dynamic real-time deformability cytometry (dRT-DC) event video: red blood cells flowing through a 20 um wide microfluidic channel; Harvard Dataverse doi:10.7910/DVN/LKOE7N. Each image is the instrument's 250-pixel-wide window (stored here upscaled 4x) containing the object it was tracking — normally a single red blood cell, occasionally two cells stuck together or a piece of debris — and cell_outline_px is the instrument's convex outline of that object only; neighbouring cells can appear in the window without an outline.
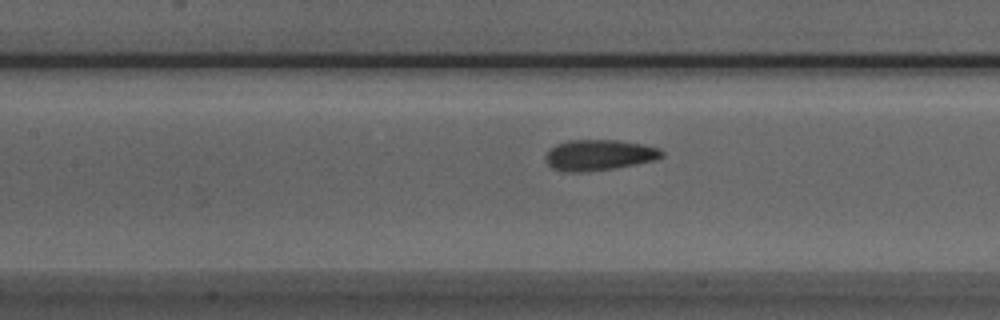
{"species": "Egyptian fruit bat (a non-hibernating species)", "species_latin": "Rousettus aegyptiacus", "temperature_condition": "room temperature", "stored_images_in_passage": 30, "camera_frame_rate_fps": 3000, "um_per_image_px": 0.085, "animal": {"sex": "male"}, "frame": {"image": 1, "passage_image": 8, "time_ms": 2.333, "image_size_px": [1000, 320], "cell_outline_px": [[664, 156], [656, 160], [636, 164], [612, 168], [580, 172], [564, 172], [552, 168], [548, 164], [544, 156], [556, 144], [568, 140], [616, 140], [640, 144], [660, 148], [664, 152]], "centroid_in_image_um": [50.92, 13.18], "position_along_channel_um": 156.5, "area_um2": 20.75}}
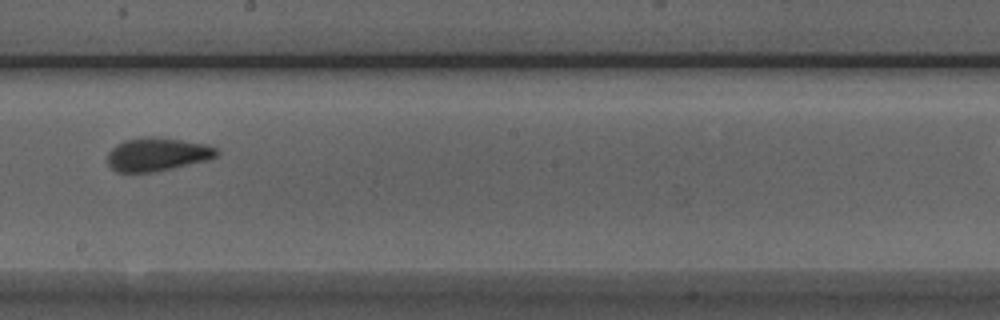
{"frame": {"image": 2, "passage_image": 14, "time_ms": 4.333, "image_size_px": [1000, 320], "cell_outline_px": [[220, 152], [216, 156], [208, 160], [156, 172], [116, 172], [108, 164], [108, 152], [116, 144], [124, 140], [148, 136], [156, 136], [208, 144], [216, 148]], "centroid_in_image_um": [13.38, 13.11], "position_along_channel_um": 234.8, "area_um2": 21.44}}
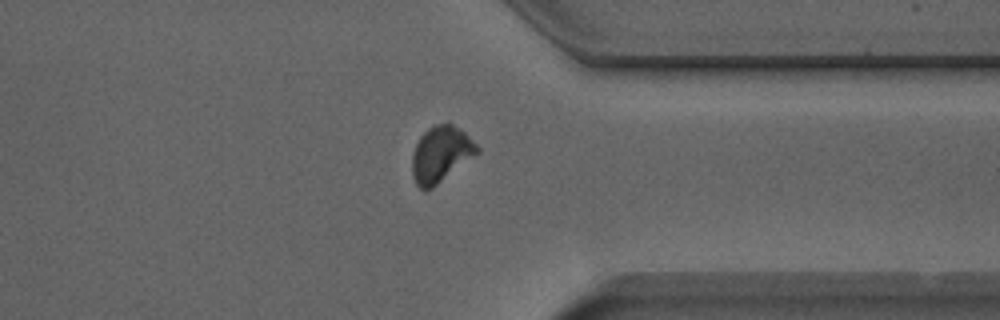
{"frame": {"image": 3, "passage_image": 25, "time_ms": 8.0, "image_size_px": [1000, 320], "cell_outline_px": [[480, 152], [428, 192], [424, 192], [416, 184], [412, 176], [412, 152], [420, 136], [428, 128], [436, 124], [452, 124], [464, 132], [480, 148]], "centroid_in_image_um": [37.45, 13.15], "position_along_channel_um": 373.9, "area_um2": 21.39}, "authors_computed_cell_mechanics": {"area_um2": 21.0103, "velocity_mm_per_s": 3.9305, "shape_relaxation_time_tau1_ms": 4.917, "shape_relaxation_time_tau2_ms": 1.0248, "deformation_change_tau1": 0.1282, "deformation_change_tau2": 0.0683}}